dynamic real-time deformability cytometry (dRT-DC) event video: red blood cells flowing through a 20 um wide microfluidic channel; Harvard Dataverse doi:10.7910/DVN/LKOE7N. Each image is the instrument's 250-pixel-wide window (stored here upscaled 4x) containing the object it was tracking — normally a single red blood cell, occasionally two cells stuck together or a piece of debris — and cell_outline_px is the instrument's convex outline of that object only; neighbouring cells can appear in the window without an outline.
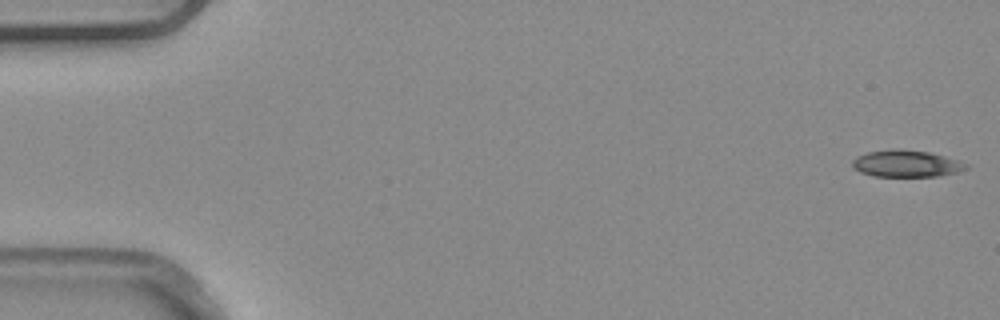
{"species": "common noctule bat (a hibernating species)", "species_latin": "Nyctalus noctula", "temperature_condition": "warm", "stored_images_in_passage": 4, "camera_frame_rate_fps": 3000, "um_per_image_px": 0.085, "animal": {"sex": "male", "body_mass_g": 20.4}, "frame": {"image": 1, "passage_image": 1, "time_ms": 0.0, "image_size_px": [1000, 320], "cell_outline_px": [[968, 168], [960, 172], [940, 176], [872, 176], [860, 172], [852, 164], [852, 160], [856, 156], [868, 152], [892, 148], [900, 148], [928, 152], [944, 156], [968, 164]], "centroid_in_image_um": [77.04, 13.9], "position_along_channel_um": 8.0, "area_um2": 17.86}}